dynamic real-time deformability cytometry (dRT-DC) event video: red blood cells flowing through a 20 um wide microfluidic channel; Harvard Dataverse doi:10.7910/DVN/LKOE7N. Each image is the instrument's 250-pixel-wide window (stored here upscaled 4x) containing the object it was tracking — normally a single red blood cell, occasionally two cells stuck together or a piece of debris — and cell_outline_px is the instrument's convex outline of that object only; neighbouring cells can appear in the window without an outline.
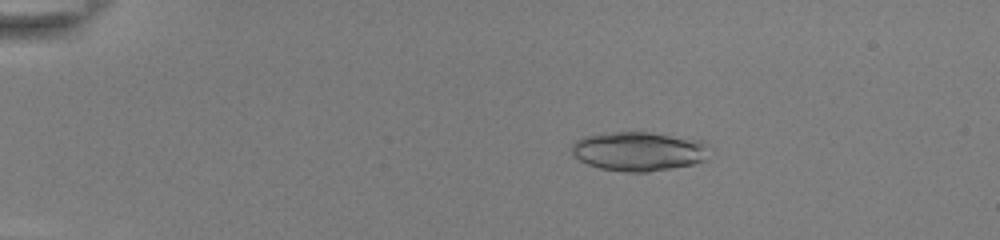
{"species": "common noctule bat (a hibernating species)", "species_latin": "Nyctalus noctula", "temperature_condition": "room temperature", "stored_images_in_passage": 53, "camera_frame_rate_fps": 3000, "um_per_image_px": 0.085, "animal": {"sex": "female", "body_mass_g": 22.0, "forearm_length_mm": 56.7}, "frame": {"image": 1, "passage_image": 11, "time_ms": 3.333, "image_size_px": [1000, 240], "cell_outline_px": [[708, 160], [692, 164], [672, 168], [648, 172], [624, 172], [600, 168], [588, 164], [580, 160], [572, 152], [572, 144], [576, 140], [584, 136], [616, 132], [648, 132], [704, 140], [708, 144]], "centroid_in_image_um": [54.35, 12.86], "position_along_channel_um": 30.7, "area_um2": 31.56}}